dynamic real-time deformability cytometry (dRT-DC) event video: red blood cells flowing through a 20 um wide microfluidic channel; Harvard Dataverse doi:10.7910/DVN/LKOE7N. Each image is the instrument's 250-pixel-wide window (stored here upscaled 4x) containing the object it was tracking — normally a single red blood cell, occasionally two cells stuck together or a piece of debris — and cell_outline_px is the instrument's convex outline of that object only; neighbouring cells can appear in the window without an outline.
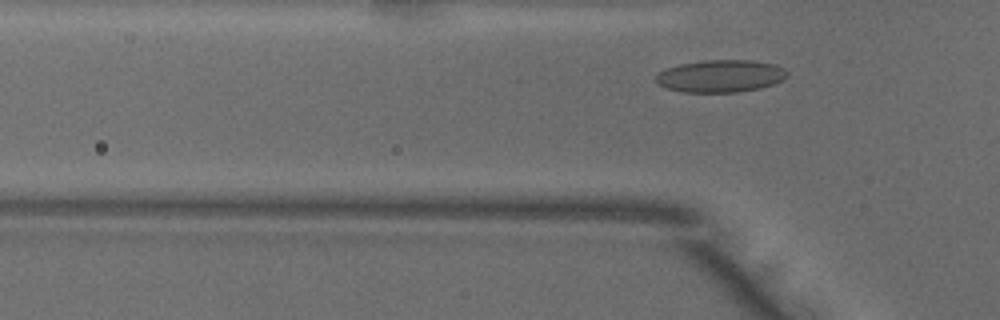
{"species": "common noctule bat (a hibernating species)", "species_latin": "Nyctalus noctula", "temperature_condition": "warm", "stored_images_in_passage": 3, "camera_frame_rate_fps": 3000, "um_per_image_px": 0.085, "animal": {"sex": "male", "body_mass_g": 18.8}, "frame": {"image": 1, "passage_image": 3, "time_ms": 0.667, "image_size_px": [1000, 320], "cell_outline_px": [[788, 76], [772, 84], [760, 88], [736, 92], [680, 92], [656, 84], [652, 80], [656, 72], [664, 68], [680, 64], [704, 60], [752, 60], [776, 64], [784, 68], [788, 72]], "centroid_in_image_um": [61.17, 6.46], "position_along_channel_um": 64.6, "area_um2": 25.14}}